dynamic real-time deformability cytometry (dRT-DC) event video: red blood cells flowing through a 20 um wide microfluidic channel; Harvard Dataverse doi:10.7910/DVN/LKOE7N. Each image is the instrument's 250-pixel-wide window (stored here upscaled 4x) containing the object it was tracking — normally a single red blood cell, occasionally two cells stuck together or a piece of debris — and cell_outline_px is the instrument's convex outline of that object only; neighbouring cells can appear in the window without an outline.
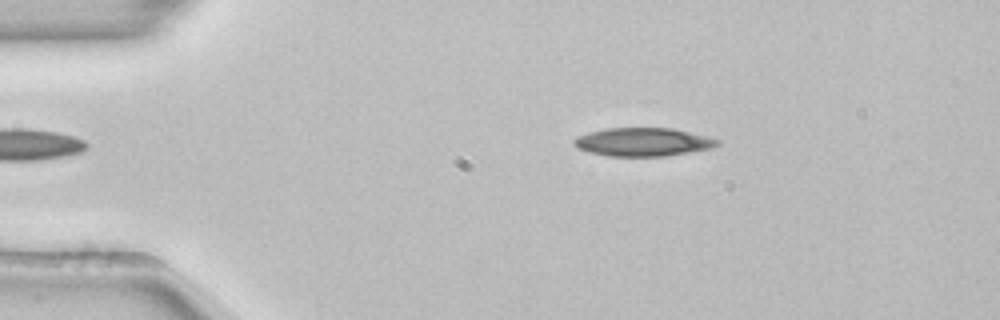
{"species": "common noctule bat (a hibernating species)", "species_latin": "Nyctalus noctula", "temperature_condition": "room temperature", "stored_images_in_passage": 39, "camera_frame_rate_fps": 3000, "um_per_image_px": 0.085, "animal": {"sex": "female", "body_mass_g": 22.7, "forearm_length_mm": 54.2}, "frame": {"image": 1, "passage_image": 3, "time_ms": 0.667, "image_size_px": [1000, 320], "cell_outline_px": [[720, 144], [712, 148], [664, 156], [612, 156], [588, 152], [572, 144], [572, 140], [588, 132], [608, 128], [672, 128], [720, 140]], "centroid_in_image_um": [54.64, 12.07], "position_along_channel_um": 30.4, "area_um2": 23.41}}
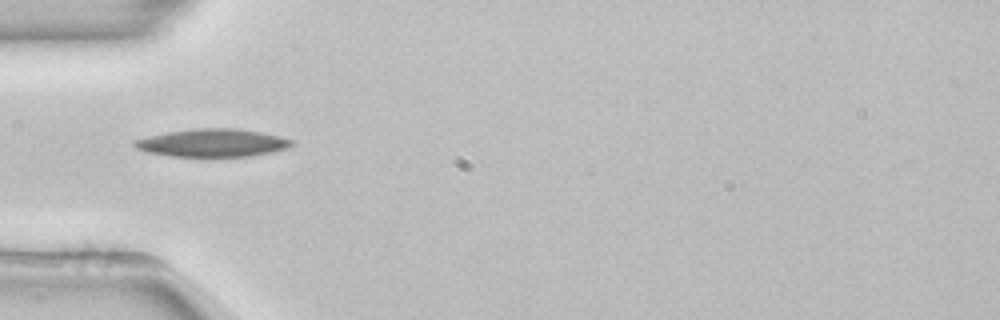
{"frame": {"image": 2, "passage_image": 10, "time_ms": 3.0, "image_size_px": [1000, 320], "cell_outline_px": [[296, 144], [284, 148], [268, 152], [248, 156], [168, 156], [144, 152], [136, 148], [132, 144], [132, 140], [148, 136], [168, 132], [192, 128], [236, 128], [260, 132], [296, 140]], "centroid_in_image_um": [18.0, 12.13], "position_along_channel_um": 67.0, "area_um2": 25.55}}
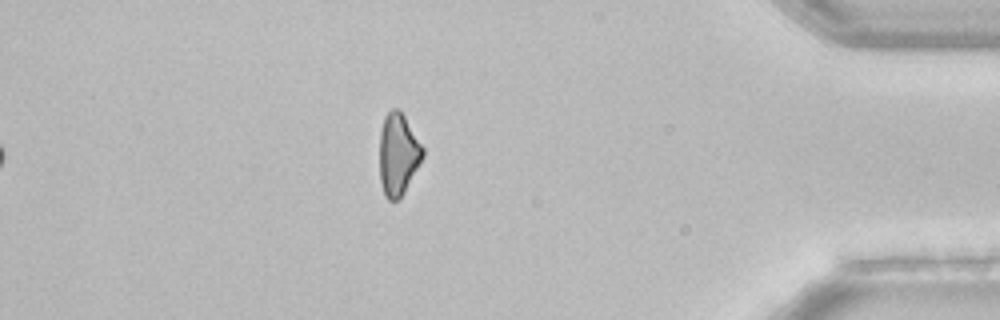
{"frame": {"image": 3, "passage_image": 39, "time_ms": 12.667, "image_size_px": [1000, 320], "cell_outline_px": [[424, 156], [404, 192], [396, 200], [388, 200], [384, 196], [380, 180], [380, 132], [384, 116], [392, 108], [400, 108], [424, 148]], "centroid_in_image_um": [33.84, 13.08], "position_along_channel_um": 401.4, "area_um2": 20.69}, "authors_computed_cell_mechanics": {"area_um2": 23.8714, "velocity_mm_per_s": 3.8984, "shape_relaxation_time_tau1_ms": 3.4591, "shape_relaxation_time_tau2_ms": null, "deformation_change_tau1": 0.119, "deformation_change_tau2": null}}